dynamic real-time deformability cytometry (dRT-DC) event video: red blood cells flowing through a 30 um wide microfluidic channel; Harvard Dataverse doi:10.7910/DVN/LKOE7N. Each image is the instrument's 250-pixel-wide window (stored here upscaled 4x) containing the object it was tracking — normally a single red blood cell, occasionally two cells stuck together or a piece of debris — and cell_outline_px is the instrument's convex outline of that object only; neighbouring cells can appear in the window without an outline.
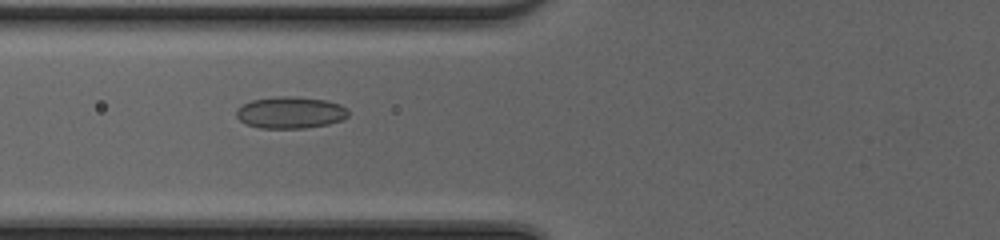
{"species": "common noctule bat (a hibernating species)", "species_latin": "Nyctalus noctula", "temperature_condition": "cold", "stored_images_in_passage": 52, "camera_frame_rate_fps": 3000, "um_per_image_px": 0.085, "animal": {"sex": "female", "body_mass_g": 20.0, "forearm_length_mm": 54.0}, "frame": {"image": 1, "passage_image": 23, "time_ms": 7.333, "image_size_px": [1000, 240], "cell_outline_px": [[348, 116], [340, 120], [328, 124], [304, 128], [260, 128], [244, 124], [236, 116], [236, 108], [252, 100], [280, 96], [296, 96], [328, 100], [340, 104], [348, 108]], "centroid_in_image_um": [24.68, 9.56], "position_along_channel_um": 101.1, "area_um2": 20.87}}
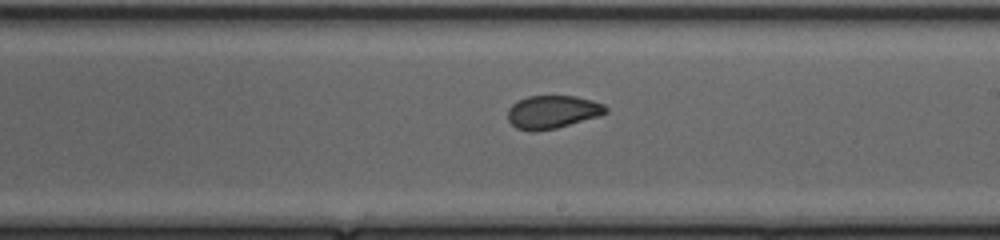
{"frame": {"image": 2, "passage_image": 33, "time_ms": 10.667, "image_size_px": [1000, 240], "cell_outline_px": [[608, 112], [600, 116], [556, 128], [536, 132], [532, 132], [516, 128], [508, 120], [508, 108], [512, 104], [528, 96], [576, 96], [592, 100], [604, 104], [608, 108]], "centroid_in_image_um": [46.97, 9.52], "position_along_channel_um": 242.0, "area_um2": 19.02}}
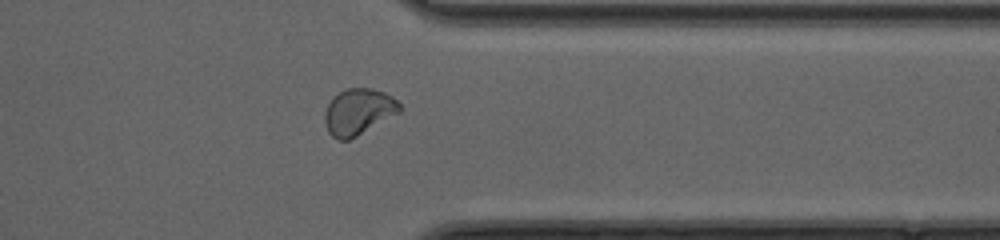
{"frame": {"image": 3, "passage_image": 43, "time_ms": 14.0, "image_size_px": [1000, 240], "cell_outline_px": [[400, 112], [356, 136], [348, 140], [336, 140], [328, 132], [324, 120], [324, 112], [328, 104], [340, 92], [348, 88], [372, 88], [384, 92], [392, 96], [400, 104]], "centroid_in_image_um": [30.45, 9.5], "position_along_channel_um": 380.9, "area_um2": 19.94}, "authors_computed_cell_mechanics": {"area_um2": 20.3167, "velocity_mm_per_s": 4.2105, "shape_relaxation_time_tau1_ms": null, "shape_relaxation_time_tau2_ms": 0.8024, "deformation_change_tau1": null, "deformation_change_tau2": 0.0565}}